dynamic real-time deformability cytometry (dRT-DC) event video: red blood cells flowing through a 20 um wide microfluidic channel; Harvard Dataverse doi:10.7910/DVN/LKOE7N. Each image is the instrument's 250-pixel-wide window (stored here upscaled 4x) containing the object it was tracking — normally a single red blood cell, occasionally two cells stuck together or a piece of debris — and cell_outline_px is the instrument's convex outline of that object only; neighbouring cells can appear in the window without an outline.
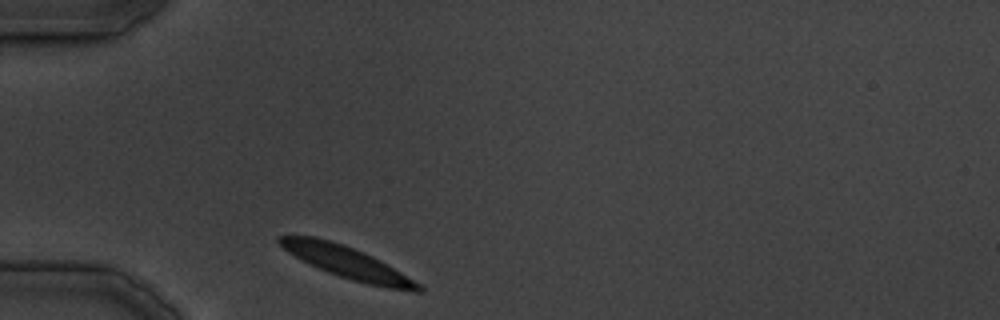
{"species": "common noctule bat (a hibernating species)", "species_latin": "Nyctalus noctula", "temperature_condition": "cold", "stored_images_in_passage": 24, "camera_frame_rate_fps": 3000, "um_per_image_px": 0.085, "animal": {"sex": "male", "body_mass_g": 19.5, "forearm_length_mm": 54.6}, "frame": {"image": 1, "passage_image": 1, "time_ms": 0.0, "image_size_px": [1000, 320], "cell_outline_px": [[424, 292], [416, 292], [388, 288], [368, 284], [352, 280], [328, 272], [288, 252], [276, 240], [280, 236], [316, 236], [332, 240], [372, 256], [380, 260], [420, 284], [424, 288]], "centroid_in_image_um": [29.55, 22.31], "position_along_channel_um": 55.5, "area_um2": 25.14}}
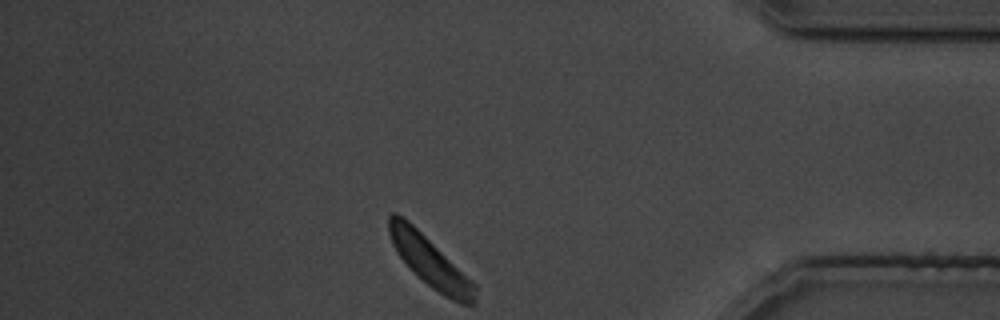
{"frame": {"image": 2, "passage_image": 24, "time_ms": 28.333, "image_size_px": [1000, 320], "cell_outline_px": [[476, 304], [460, 304], [444, 296], [432, 288], [396, 252], [392, 244], [388, 232], [388, 216], [392, 212], [396, 212], [408, 220], [476, 284]], "centroid_in_image_um": [36.56, 22.23], "position_along_channel_um": 398.6, "area_um2": 24.57}}